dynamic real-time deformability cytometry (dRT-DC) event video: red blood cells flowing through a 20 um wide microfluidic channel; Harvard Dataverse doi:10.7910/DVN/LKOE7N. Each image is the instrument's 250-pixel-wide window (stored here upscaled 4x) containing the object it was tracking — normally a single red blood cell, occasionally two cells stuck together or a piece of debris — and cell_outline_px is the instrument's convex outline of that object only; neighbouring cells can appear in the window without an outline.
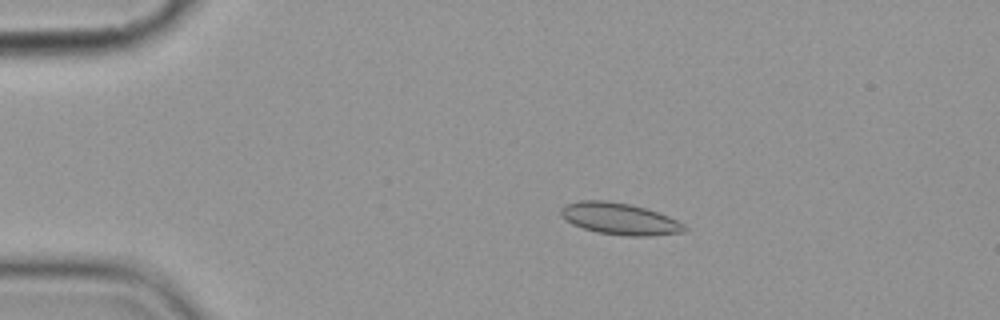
{"species": "common noctule bat (a hibernating species)", "species_latin": "Nyctalus noctula", "temperature_condition": "cold", "stored_images_in_passage": 10, "camera_frame_rate_fps": 3000, "um_per_image_px": 0.085, "animal": {"sex": "female", "body_mass_g": 19.9}, "frame": {"image": 1, "passage_image": 4, "time_ms": 3.667, "image_size_px": [1000, 320], "cell_outline_px": [[688, 228], [684, 232], [652, 236], [628, 236], [596, 232], [572, 224], [560, 216], [560, 208], [564, 204], [580, 200], [604, 200], [628, 204], [644, 208], [668, 216], [684, 224]], "centroid_in_image_um": [52.64, 18.6], "position_along_channel_um": 32.4, "area_um2": 22.83}}
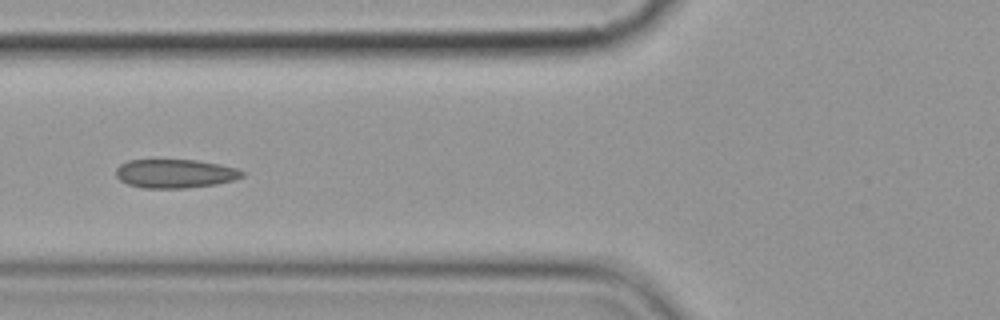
{"frame": {"image": 2, "passage_image": 7, "time_ms": 7.333, "image_size_px": [1000, 320], "cell_outline_px": [[244, 176], [232, 180], [216, 184], [184, 188], [140, 188], [128, 184], [120, 180], [116, 176], [116, 168], [120, 164], [128, 160], [196, 160], [220, 164], [236, 168], [244, 172]], "centroid_in_image_um": [14.86, 14.75], "position_along_channel_um": 110.9, "area_um2": 21.15}}
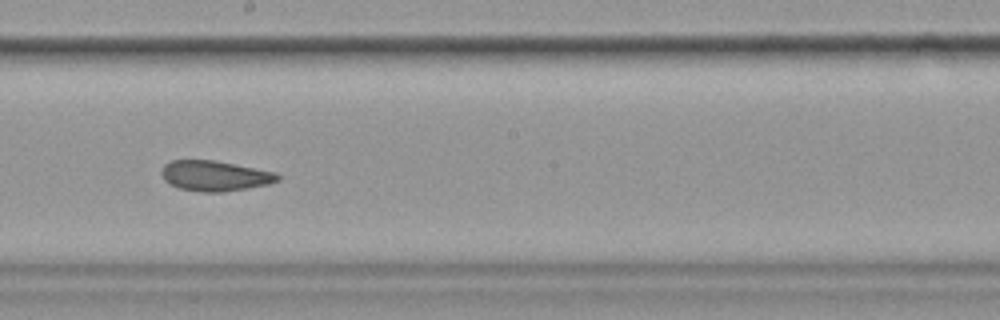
{"frame": {"image": 3, "passage_image": 10, "time_ms": 10.667, "image_size_px": [1000, 320], "cell_outline_px": [[280, 180], [268, 184], [248, 188], [224, 192], [200, 192], [180, 188], [168, 184], [164, 180], [160, 172], [164, 164], [172, 160], [212, 160], [276, 172], [280, 176]], "centroid_in_image_um": [18.24, 14.95], "position_along_channel_um": 230.0, "area_um2": 20.58}}